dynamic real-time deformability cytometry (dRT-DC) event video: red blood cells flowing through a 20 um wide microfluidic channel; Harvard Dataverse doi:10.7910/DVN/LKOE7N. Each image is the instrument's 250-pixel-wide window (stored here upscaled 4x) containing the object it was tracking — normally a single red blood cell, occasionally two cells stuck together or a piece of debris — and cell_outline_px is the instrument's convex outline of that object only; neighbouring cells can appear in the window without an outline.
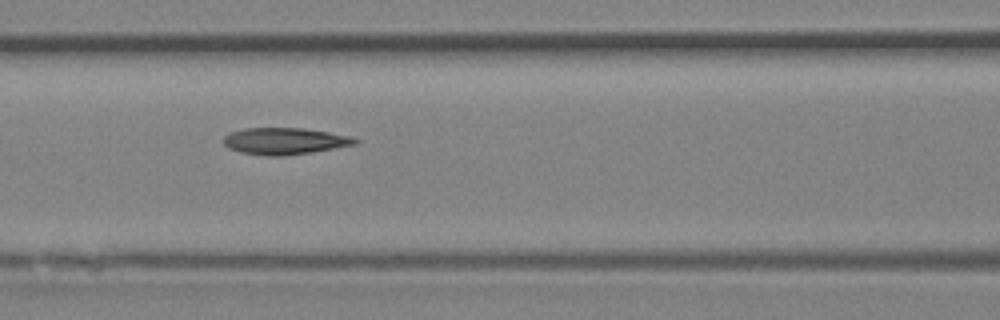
{"species": "Egyptian fruit bat (a non-hibernating species)", "species_latin": "Rousettus aegyptiacus", "temperature_condition": "room temperature", "stored_images_in_passage": 5, "camera_frame_rate_fps": 3000, "um_per_image_px": 0.085, "animal": {"sex": "female"}, "frame": {"image": 1, "passage_image": 3, "time_ms": 0.667, "image_size_px": [1000, 320], "cell_outline_px": [[360, 140], [356, 144], [312, 152], [284, 156], [264, 156], [240, 152], [228, 148], [224, 144], [224, 136], [228, 132], [244, 128], [304, 128], [328, 132], [348, 136]], "centroid_in_image_um": [24.15, 11.99], "position_along_channel_um": 142.5, "area_um2": 20.52}}
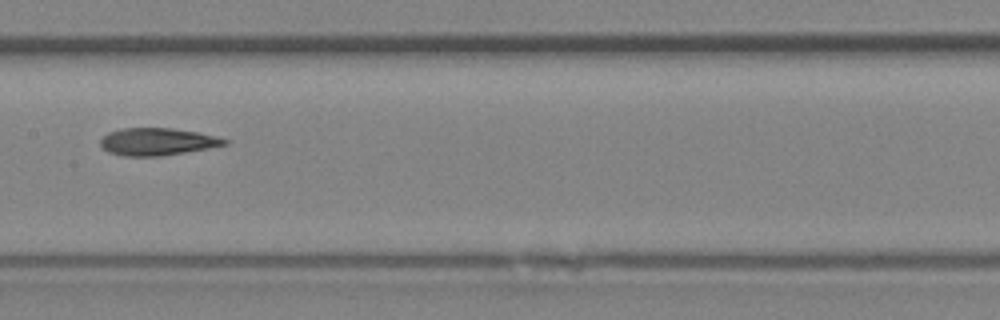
{"frame": {"image": 2, "passage_image": 4, "time_ms": 1.0, "image_size_px": [1000, 320], "cell_outline_px": [[232, 140], [228, 144], [208, 148], [160, 156], [120, 156], [108, 152], [100, 144], [100, 140], [108, 132], [120, 128], [172, 128], [196, 132]], "centroid_in_image_um": [13.36, 12.04], "position_along_channel_um": 194.0, "area_um2": 19.77}}